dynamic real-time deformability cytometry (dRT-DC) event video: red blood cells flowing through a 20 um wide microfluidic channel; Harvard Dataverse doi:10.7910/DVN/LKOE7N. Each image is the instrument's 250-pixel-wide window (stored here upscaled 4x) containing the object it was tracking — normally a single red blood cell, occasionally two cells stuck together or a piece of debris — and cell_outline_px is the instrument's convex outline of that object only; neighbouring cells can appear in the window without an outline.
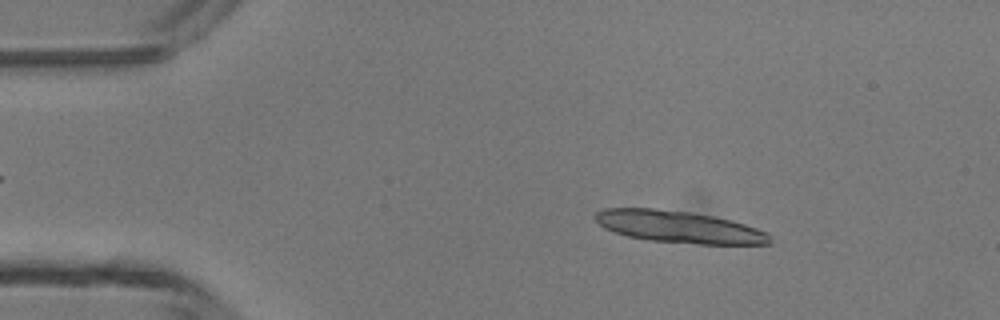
{"species": "common noctule bat (a hibernating species)", "species_latin": "Nyctalus noctula", "temperature_condition": "room temperature", "stored_images_in_passage": 47, "camera_frame_rate_fps": 3000, "um_per_image_px": 0.085, "animal": {"sex": "male", "body_mass_g": 13.3}, "frame": {"image": 1, "passage_image": 7, "time_ms": 2.0, "image_size_px": [1000, 320], "cell_outline_px": [[772, 244], [700, 244], [648, 240], [628, 236], [604, 228], [592, 216], [596, 212], [604, 208], [652, 208], [688, 212], [712, 216], [732, 220], [768, 232], [772, 236]], "centroid_in_image_um": [57.73, 19.29], "position_along_channel_um": 27.3, "area_um2": 32.48}}
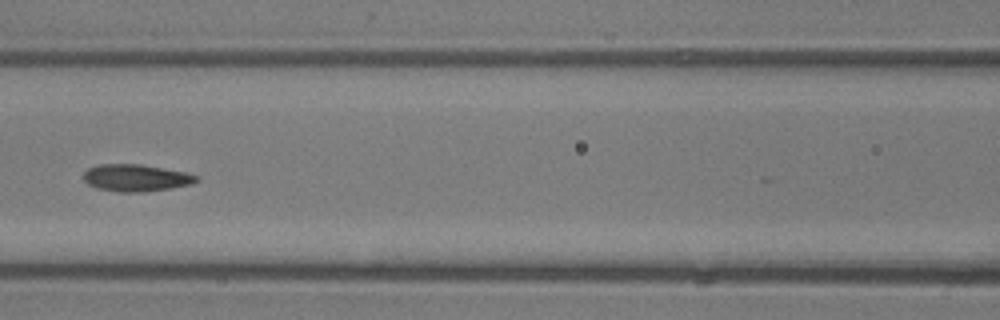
{"frame": {"image": 2, "passage_image": 21, "time_ms": 6.667, "image_size_px": [1000, 320], "cell_outline_px": [[200, 180], [192, 184], [144, 192], [120, 192], [96, 188], [88, 184], [84, 180], [84, 172], [88, 168], [100, 164], [140, 164], [184, 172], [200, 176]], "centroid_in_image_um": [11.56, 15.12], "position_along_channel_um": 155.0, "area_um2": 17.74}}
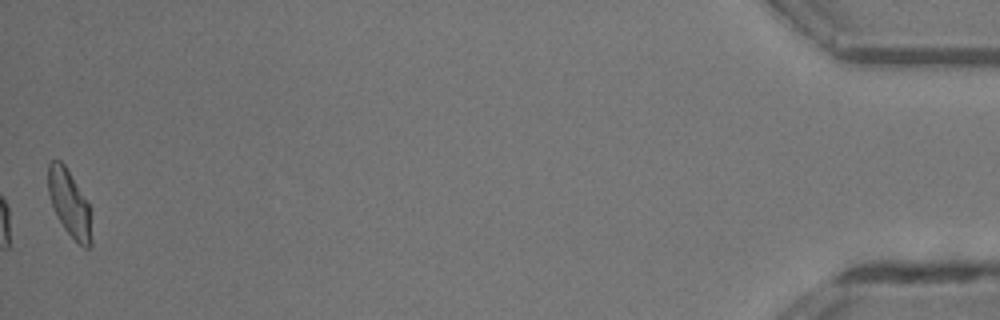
{"frame": {"image": 3, "passage_image": 47, "time_ms": 15.333, "image_size_px": [1000, 320], "cell_outline_px": [[92, 244], [88, 248], [84, 248], [64, 228], [56, 216], [48, 192], [48, 164], [52, 160], [60, 160], [64, 164], [88, 204], [92, 212]], "centroid_in_image_um": [5.92, 17.32], "position_along_channel_um": 429.3, "area_um2": 16.76}, "authors_computed_cell_mechanics": {"area_um2": 17.8024, "velocity_mm_per_s": 4.329, "shape_relaxation_time_tau1_ms": 3.3315, "shape_relaxation_time_tau2_ms": 2.4943, "deformation_change_tau1": 0.1212, "deformation_change_tau2": 0.0878}}